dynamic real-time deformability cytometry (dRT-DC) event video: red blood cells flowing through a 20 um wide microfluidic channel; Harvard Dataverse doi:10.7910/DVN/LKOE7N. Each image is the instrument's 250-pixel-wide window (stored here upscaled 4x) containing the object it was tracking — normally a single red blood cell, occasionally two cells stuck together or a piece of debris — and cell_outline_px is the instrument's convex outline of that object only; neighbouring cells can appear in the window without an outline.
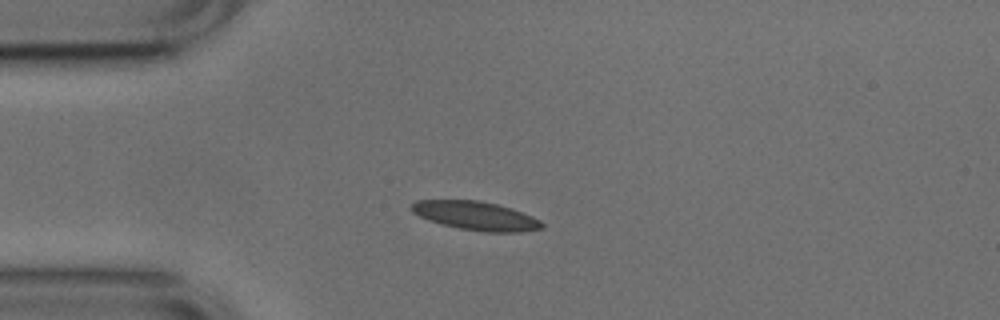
{"species": "common noctule bat (a hibernating species)", "species_latin": "Nyctalus noctula", "temperature_condition": "cold", "stored_images_in_passage": 41, "camera_frame_rate_fps": 3000, "um_per_image_px": 0.085, "animal": {"sex": "male", "body_mass_g": 17.9, "forearm_length_mm": 54.2}, "frame": {"image": 1, "passage_image": 1, "time_ms": 0.0, "image_size_px": [1000, 320], "cell_outline_px": [[544, 228], [520, 232], [484, 232], [460, 228], [440, 224], [428, 220], [412, 212], [408, 208], [408, 204], [416, 200], [476, 200], [496, 204], [512, 208], [532, 216], [540, 220], [544, 224]], "centroid_in_image_um": [40.41, 18.34], "position_along_channel_um": 44.6, "area_um2": 22.02}}
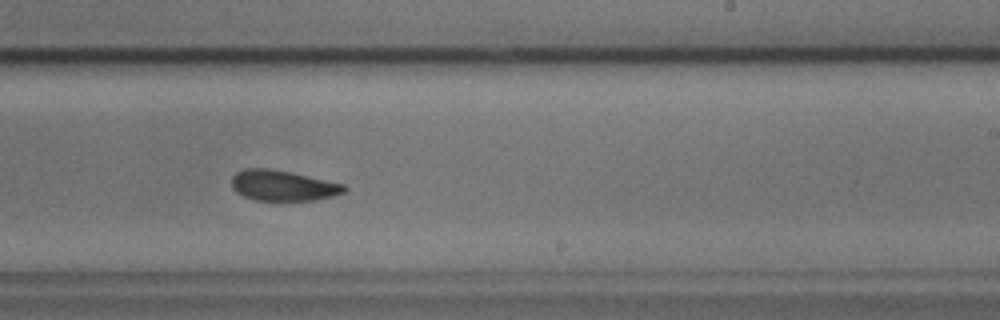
{"frame": {"image": 2, "passage_image": 20, "time_ms": 6.333, "image_size_px": [1000, 320], "cell_outline_px": [[348, 188], [344, 192], [332, 196], [312, 200], [256, 200], [244, 196], [236, 192], [232, 188], [232, 176], [236, 172], [244, 168], [268, 168], [288, 172], [344, 184]], "centroid_in_image_um": [24.01, 15.77], "position_along_channel_um": 265.0, "area_um2": 19.77}}
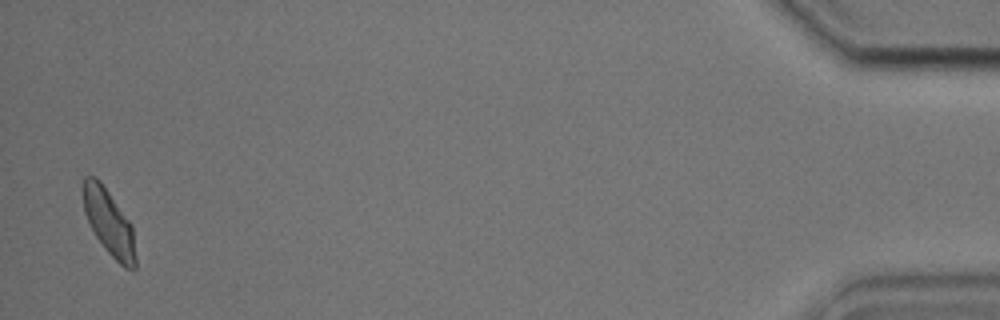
{"frame": {"image": 3, "passage_image": 40, "time_ms": 13.0, "image_size_px": [1000, 320], "cell_outline_px": [[136, 268], [124, 268], [104, 248], [96, 236], [84, 212], [80, 192], [80, 188], [84, 176], [96, 176], [100, 180], [132, 224], [136, 260]], "centroid_in_image_um": [9.22, 18.84], "position_along_channel_um": 426.0, "area_um2": 20.4}, "authors_computed_cell_mechanics": {"area_um2": 20.6346, "velocity_mm_per_s": 3.7381, "shape_relaxation_time_tau1_ms": 2.5949, "shape_relaxation_time_tau2_ms": 1.2134, "deformation_change_tau1": 0.1151, "deformation_change_tau2": 0.0721}}